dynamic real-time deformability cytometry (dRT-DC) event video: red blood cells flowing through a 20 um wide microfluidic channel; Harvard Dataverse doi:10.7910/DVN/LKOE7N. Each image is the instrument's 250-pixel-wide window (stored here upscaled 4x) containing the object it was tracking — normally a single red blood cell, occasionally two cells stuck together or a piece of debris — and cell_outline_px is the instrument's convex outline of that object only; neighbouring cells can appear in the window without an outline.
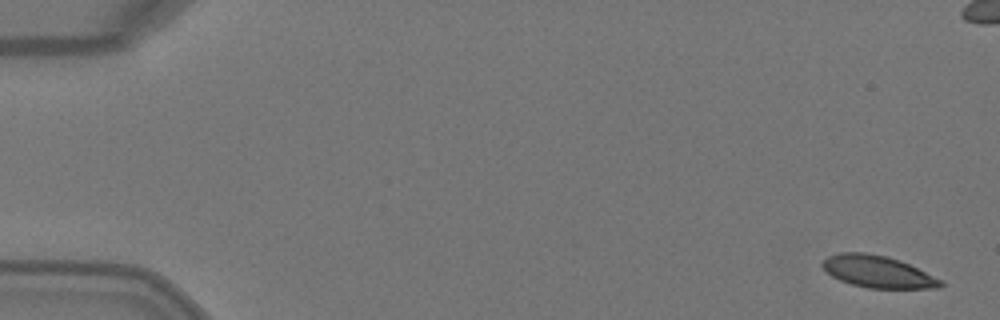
{"species": "Egyptian fruit bat (a non-hibernating species)", "species_latin": "Rousettus aegyptiacus", "temperature_condition": "warm", "stored_images_in_passage": 5, "camera_frame_rate_fps": 3000, "um_per_image_px": 0.085, "animal": {"sex": "female"}, "frame": {"image": 1, "passage_image": 1, "time_ms": 0.0, "image_size_px": [1000, 320], "cell_outline_px": [[944, 284], [940, 288], [868, 288], [852, 284], [840, 280], [824, 272], [820, 264], [828, 256], [840, 252], [864, 252], [888, 256], [900, 260], [944, 280]], "centroid_in_image_um": [74.6, 23.09], "position_along_channel_um": 10.4, "area_um2": 22.25}}